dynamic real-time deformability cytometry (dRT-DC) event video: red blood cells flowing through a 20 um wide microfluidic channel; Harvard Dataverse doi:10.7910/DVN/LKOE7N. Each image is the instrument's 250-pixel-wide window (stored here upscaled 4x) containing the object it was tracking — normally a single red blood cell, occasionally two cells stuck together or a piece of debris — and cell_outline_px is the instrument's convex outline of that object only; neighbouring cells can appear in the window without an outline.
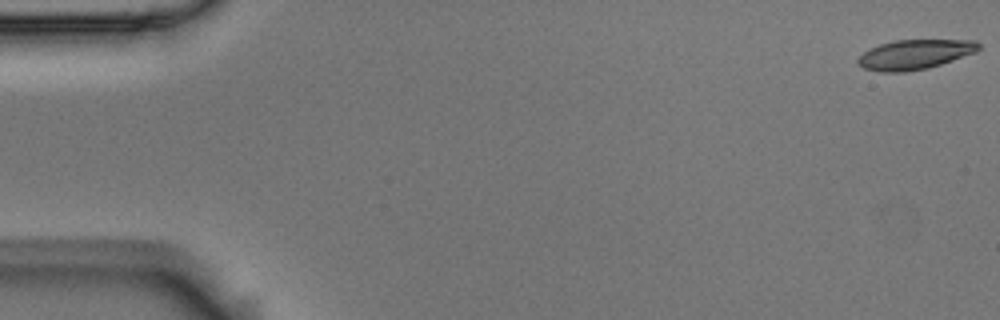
{"species": "Egyptian fruit bat (a non-hibernating species)", "species_latin": "Rousettus aegyptiacus", "temperature_condition": "room temperature", "stored_images_in_passage": 5, "camera_frame_rate_fps": 3000, "um_per_image_px": 0.085, "animal": {"sex": "male"}, "frame": {"image": 1, "passage_image": 1, "time_ms": 0.0, "image_size_px": [1000, 320], "cell_outline_px": [[980, 48], [976, 52], [928, 68], [904, 72], [880, 72], [864, 68], [856, 64], [856, 60], [864, 52], [880, 44], [896, 40], [976, 40], [980, 44]], "centroid_in_image_um": [77.75, 4.63], "position_along_channel_um": 7.3, "area_um2": 20.81}}
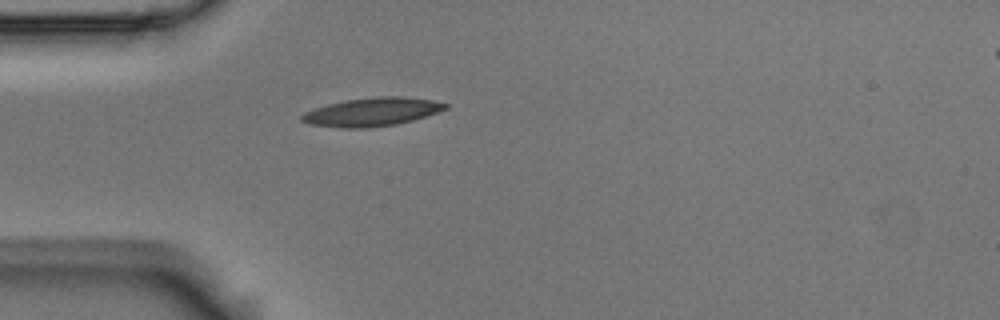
{"frame": {"image": 2, "passage_image": 5, "time_ms": 1.333, "image_size_px": [1000, 320], "cell_outline_px": [[448, 108], [412, 120], [396, 124], [368, 128], [340, 128], [308, 124], [300, 120], [300, 116], [304, 112], [328, 104], [344, 100], [376, 96], [404, 96], [432, 100], [448, 104]], "centroid_in_image_um": [31.58, 9.51], "position_along_channel_um": 53.4, "area_um2": 23.81}}